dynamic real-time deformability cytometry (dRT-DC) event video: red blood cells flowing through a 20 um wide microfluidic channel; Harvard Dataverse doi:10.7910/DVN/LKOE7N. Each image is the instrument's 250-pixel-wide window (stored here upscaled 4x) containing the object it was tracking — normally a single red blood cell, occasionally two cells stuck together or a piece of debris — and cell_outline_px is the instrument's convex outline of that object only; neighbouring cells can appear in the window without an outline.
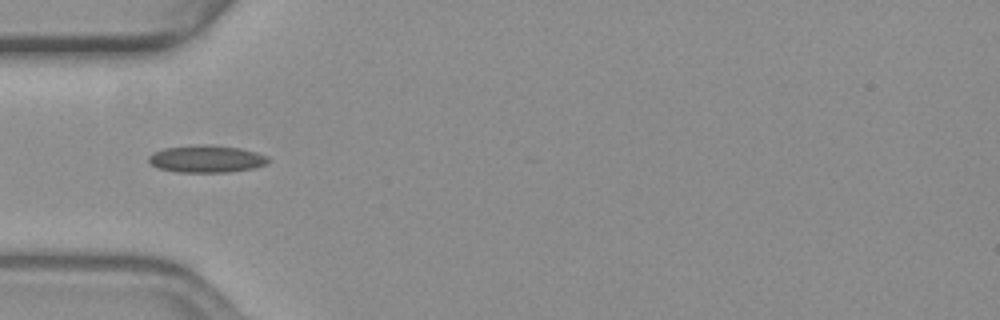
{"species": "common noctule bat (a hibernating species)", "species_latin": "Nyctalus noctula", "temperature_condition": "warm", "stored_images_in_passage": 14, "camera_frame_rate_fps": 3000, "um_per_image_px": 0.085, "animal": {"sex": "female", "body_mass_g": 19.3, "forearm_length_mm": 54.1}, "frame": {"image": 1, "passage_image": 1, "time_ms": 0.0, "image_size_px": [1000, 320], "cell_outline_px": [[272, 160], [264, 164], [252, 168], [228, 172], [176, 172], [160, 168], [152, 164], [148, 160], [148, 156], [164, 148], [204, 144], [208, 144], [240, 148], [256, 152], [268, 156]], "centroid_in_image_um": [17.58, 13.5], "position_along_channel_um": 67.4, "area_um2": 18.84}}
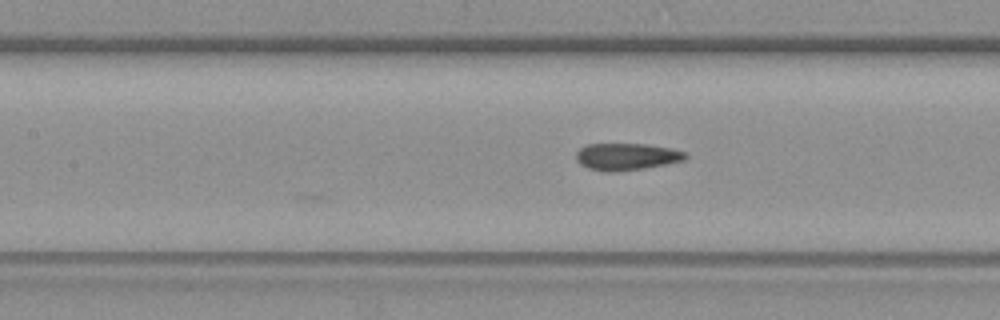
{"frame": {"image": 2, "passage_image": 8, "time_ms": 2.333, "image_size_px": [1000, 320], "cell_outline_px": [[688, 156], [684, 160], [644, 168], [616, 172], [604, 172], [588, 168], [580, 164], [576, 160], [576, 152], [580, 148], [588, 144], [648, 144], [672, 148], [684, 152]], "centroid_in_image_um": [53.23, 13.31], "position_along_channel_um": 154.2, "area_um2": 17.22}}
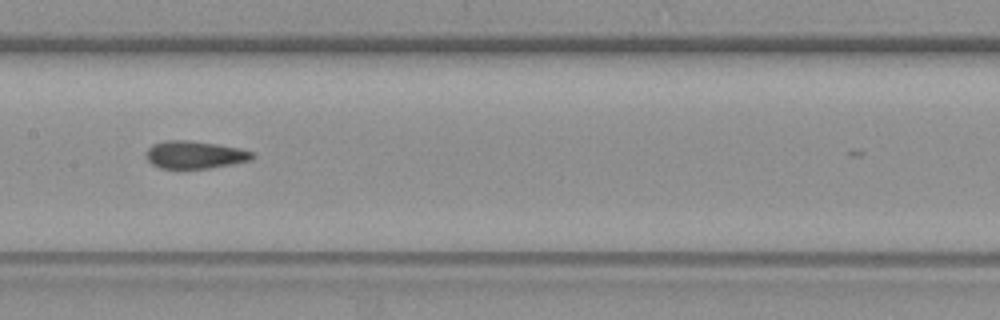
{"frame": {"image": 3, "passage_image": 11, "time_ms": 3.333, "image_size_px": [1000, 320], "cell_outline_px": [[256, 156], [252, 160], [232, 164], [208, 168], [180, 172], [160, 168], [152, 164], [144, 156], [148, 148], [152, 144], [164, 140], [188, 140], [216, 144], [240, 148], [252, 152]], "centroid_in_image_um": [16.51, 13.2], "position_along_channel_um": 190.9, "area_um2": 17.86}}